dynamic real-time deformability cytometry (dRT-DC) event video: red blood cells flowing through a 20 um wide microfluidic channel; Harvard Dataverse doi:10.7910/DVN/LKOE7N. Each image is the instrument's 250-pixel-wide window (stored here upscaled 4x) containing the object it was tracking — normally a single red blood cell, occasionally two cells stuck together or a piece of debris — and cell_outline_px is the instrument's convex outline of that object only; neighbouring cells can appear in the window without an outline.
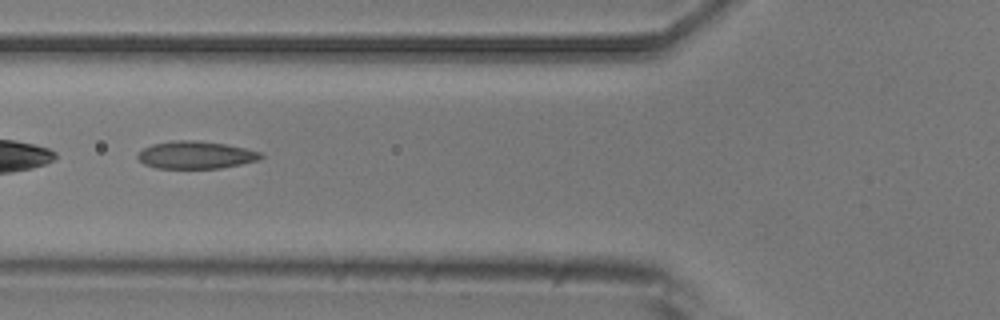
{"species": "common noctule bat (a hibernating species)", "species_latin": "Nyctalus noctula", "temperature_condition": "room temperature", "stored_images_in_passage": 10, "camera_frame_rate_fps": 3000, "um_per_image_px": 0.085, "animal": {"sex": "male", "body_mass_g": 20.5, "forearm_length_mm": 52.5}, "frame": {"image": 1, "passage_image": 2, "time_ms": 1.333, "image_size_px": [1000, 320], "cell_outline_px": [[264, 156], [260, 160], [220, 168], [156, 168], [144, 164], [136, 156], [144, 148], [152, 144], [172, 140], [188, 140], [224, 144], [244, 148], [260, 152]], "centroid_in_image_um": [16.63, 13.18], "position_along_channel_um": 109.2, "area_um2": 19.54}}
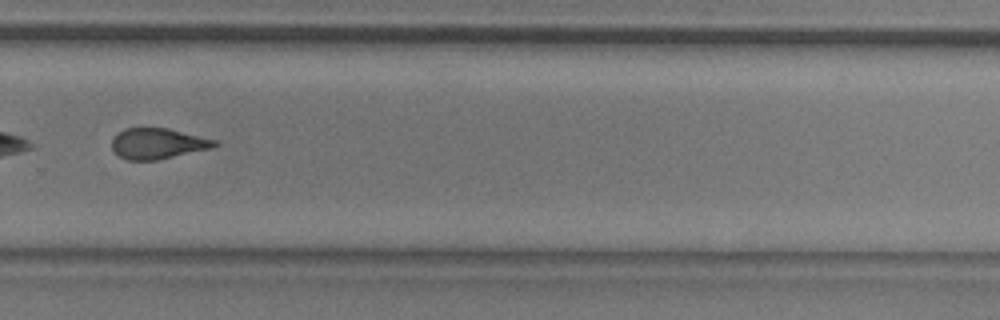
{"frame": {"image": 2, "passage_image": 7, "time_ms": 7.0, "image_size_px": [1000, 320], "cell_outline_px": [[220, 144], [212, 148], [156, 160], [128, 160], [120, 156], [112, 148], [112, 140], [124, 128], [168, 128], [216, 140]], "centroid_in_image_um": [13.43, 12.2], "position_along_channel_um": 316.4, "area_um2": 18.15}, "authors_computed_cell_mechanics": {"area_um2": 19.3919, "velocity_mm_per_s": 3.6467, "shape_relaxation_time_tau1_ms": 3.7582, "shape_relaxation_time_tau2_ms": null, "deformation_change_tau1": 0.1027, "deformation_change_tau2": null}}